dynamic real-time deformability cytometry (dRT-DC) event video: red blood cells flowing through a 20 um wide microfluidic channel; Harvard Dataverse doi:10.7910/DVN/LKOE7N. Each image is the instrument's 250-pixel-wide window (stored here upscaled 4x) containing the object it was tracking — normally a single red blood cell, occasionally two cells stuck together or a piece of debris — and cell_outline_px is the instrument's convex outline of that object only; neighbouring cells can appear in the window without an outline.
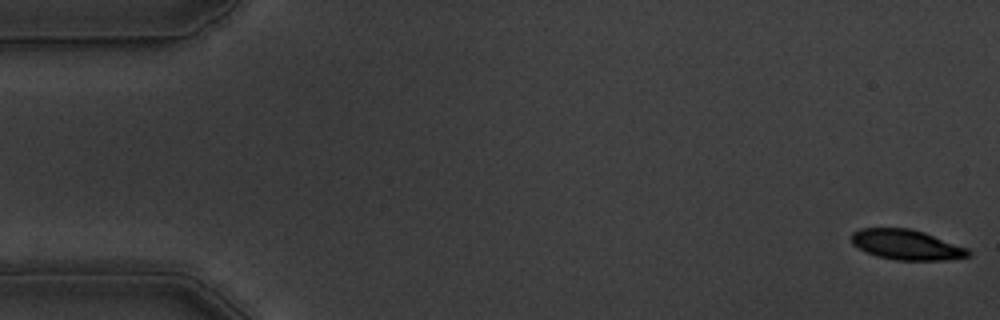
{"species": "common noctule bat (a hibernating species)", "species_latin": "Nyctalus noctula", "temperature_condition": "warm", "stored_images_in_passage": 16, "camera_frame_rate_fps": 3000, "um_per_image_px": 0.085, "animal": {"sex": "male", "body_mass_g": 19.5, "forearm_length_mm": 54.6}, "frame": {"image": 1, "passage_image": 1, "time_ms": 0.0, "image_size_px": [1000, 320], "cell_outline_px": [[972, 256], [944, 260], [896, 260], [876, 256], [852, 244], [852, 232], [860, 228], [908, 228], [924, 232], [968, 248], [972, 252]], "centroid_in_image_um": [77.09, 20.8], "position_along_channel_um": 7.9, "area_um2": 20.52}}
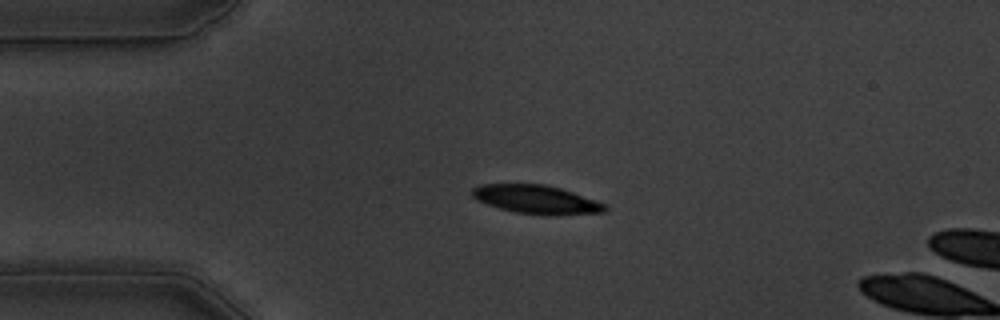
{"frame": {"image": 2, "passage_image": 13, "time_ms": 4.0, "image_size_px": [1000, 320], "cell_outline_px": [[608, 208], [604, 212], [516, 212], [500, 208], [476, 200], [472, 196], [472, 188], [480, 184], [544, 184], [560, 188], [596, 200], [604, 204]], "centroid_in_image_um": [45.48, 16.88], "position_along_channel_um": 39.5, "area_um2": 20.81}}